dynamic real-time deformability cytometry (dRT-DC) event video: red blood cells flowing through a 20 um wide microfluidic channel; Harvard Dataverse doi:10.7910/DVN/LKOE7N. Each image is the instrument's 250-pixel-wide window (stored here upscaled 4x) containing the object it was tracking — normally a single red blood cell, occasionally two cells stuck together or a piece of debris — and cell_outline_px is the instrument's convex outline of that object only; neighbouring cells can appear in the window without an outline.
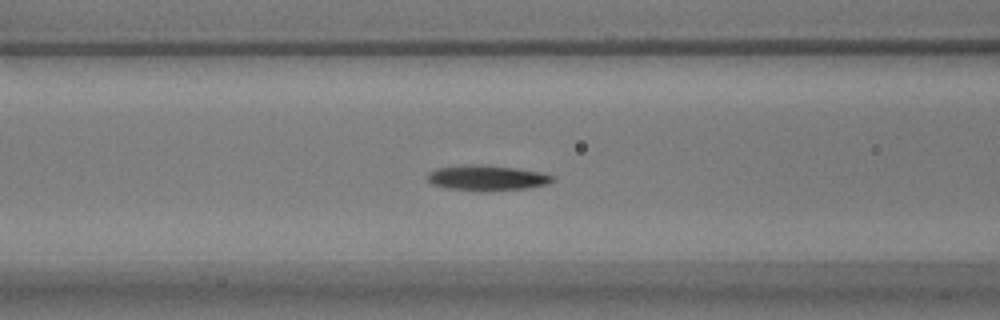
{"species": "common noctule bat (a hibernating species)", "species_latin": "Nyctalus noctula", "temperature_condition": "warm", "stored_images_in_passage": 36, "camera_frame_rate_fps": 3000, "um_per_image_px": 0.085, "animal": {"sex": "male", "body_mass_g": 17.9}, "frame": {"image": 1, "passage_image": 7, "time_ms": 2.0, "image_size_px": [1000, 320], "cell_outline_px": [[556, 180], [548, 184], [528, 188], [484, 192], [476, 192], [448, 188], [432, 184], [428, 180], [428, 172], [436, 168], [472, 164], [480, 164], [516, 168], [540, 172], [556, 176]], "centroid_in_image_um": [41.43, 15.13], "position_along_channel_um": 125.2, "area_um2": 18.84}}
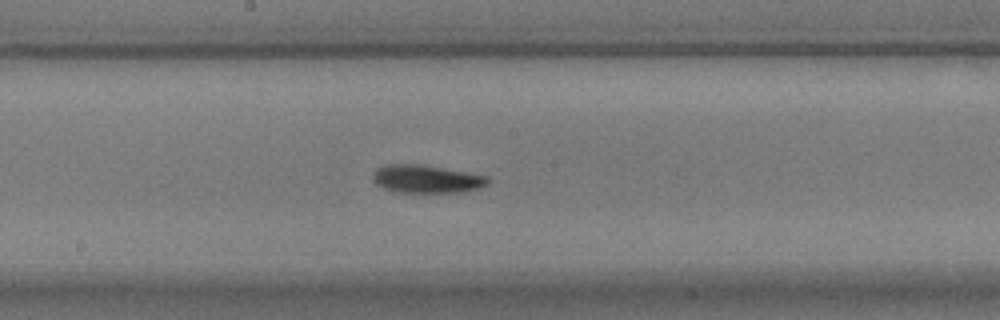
{"frame": {"image": 2, "passage_image": 14, "time_ms": 4.333, "image_size_px": [1000, 320], "cell_outline_px": [[492, 180], [488, 184], [476, 188], [460, 192], [400, 192], [384, 188], [376, 184], [372, 176], [376, 168], [384, 164], [420, 164], [488, 176]], "centroid_in_image_um": [36.24, 15.2], "position_along_channel_um": 212.0, "area_um2": 18.61}}
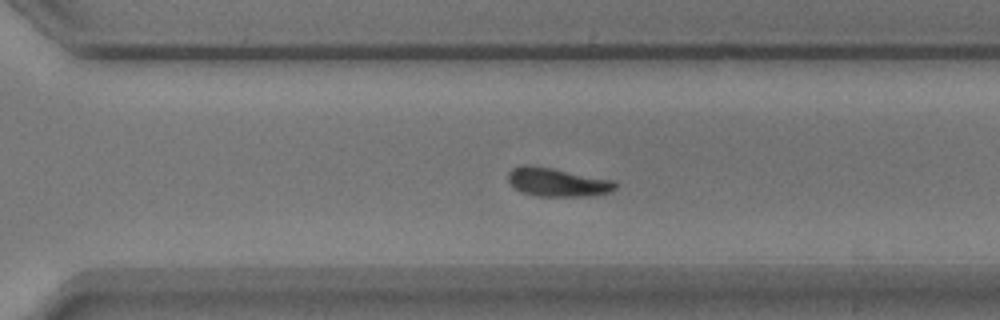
{"frame": {"image": 3, "passage_image": 23, "time_ms": 7.333, "image_size_px": [1000, 320], "cell_outline_px": [[616, 188], [612, 192], [588, 196], [540, 196], [524, 192], [516, 188], [508, 180], [508, 172], [512, 168], [520, 164], [532, 164], [616, 180]], "centroid_in_image_um": [47.4, 15.46], "position_along_channel_um": 323.2, "area_um2": 18.03}, "authors_computed_cell_mechanics": {"area_um2": 18.1203, "velocity_mm_per_s": 3.7201, "shape_relaxation_time_tau1_ms": 2.4661, "shape_relaxation_time_tau2_ms": 9.8197, "deformation_change_tau1": 0.1337, "deformation_change_tau2": 0.1575}}